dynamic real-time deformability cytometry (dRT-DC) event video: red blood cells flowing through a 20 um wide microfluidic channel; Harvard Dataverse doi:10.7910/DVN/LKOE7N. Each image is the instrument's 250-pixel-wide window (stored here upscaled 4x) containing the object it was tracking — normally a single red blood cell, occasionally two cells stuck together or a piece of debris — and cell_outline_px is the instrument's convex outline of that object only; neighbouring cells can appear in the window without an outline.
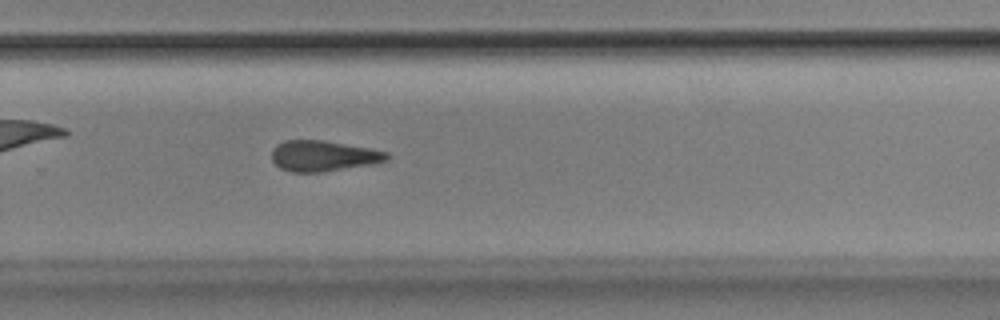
{"species": "Egyptian fruit bat (a non-hibernating species)", "species_latin": "Rousettus aegyptiacus", "temperature_condition": "room temperature", "stored_images_in_passage": 42, "camera_frame_rate_fps": 3000, "um_per_image_px": 0.085, "animal": {"sex": "male"}, "frame": {"image": 1, "passage_image": 24, "time_ms": 7.667, "image_size_px": [1000, 320], "cell_outline_px": [[388, 160], [372, 164], [320, 172], [292, 172], [280, 168], [272, 160], [272, 148], [276, 144], [284, 140], [324, 140], [372, 148], [388, 152]], "centroid_in_image_um": [27.47, 13.24], "position_along_channel_um": 302.3, "area_um2": 20.69}, "authors_computed_cell_mechanics": {"area_um2": 21.7906, "velocity_mm_per_s": 3.8628, "shape_relaxation_time_tau1_ms": 4.3548, "shape_relaxation_time_tau2_ms": 5.8518, "deformation_change_tau1": 0.077, "deformation_change_tau2": 0.1096}}